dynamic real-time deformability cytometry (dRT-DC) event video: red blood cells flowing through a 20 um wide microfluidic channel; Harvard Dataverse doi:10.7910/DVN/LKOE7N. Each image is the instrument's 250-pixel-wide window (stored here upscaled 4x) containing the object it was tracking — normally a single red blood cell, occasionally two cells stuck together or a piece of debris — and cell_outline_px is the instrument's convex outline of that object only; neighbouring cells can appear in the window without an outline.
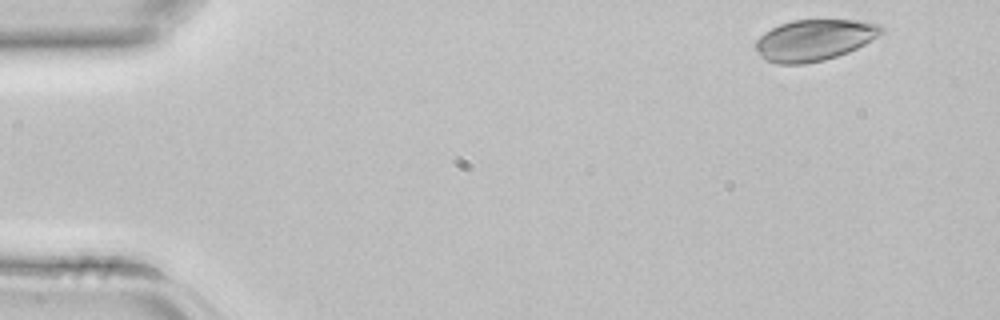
{"species": "common noctule bat (a hibernating species)", "species_latin": "Nyctalus noctula", "temperature_condition": "room temperature", "stored_images_in_passage": 4, "camera_frame_rate_fps": 3000, "um_per_image_px": 0.085, "animal": {"sex": "female", "body_mass_g": 22.7, "forearm_length_mm": 54.2}, "frame": {"image": 1, "passage_image": 4, "time_ms": 1.0, "image_size_px": [1000, 320], "cell_outline_px": [[884, 32], [864, 44], [848, 52], [824, 60], [804, 64], [776, 64], [764, 60], [760, 56], [756, 48], [756, 40], [764, 32], [780, 24], [792, 20], [856, 20], [880, 24], [884, 28]], "centroid_in_image_um": [69.2, 3.41], "position_along_channel_um": 15.8, "area_um2": 30.17}}